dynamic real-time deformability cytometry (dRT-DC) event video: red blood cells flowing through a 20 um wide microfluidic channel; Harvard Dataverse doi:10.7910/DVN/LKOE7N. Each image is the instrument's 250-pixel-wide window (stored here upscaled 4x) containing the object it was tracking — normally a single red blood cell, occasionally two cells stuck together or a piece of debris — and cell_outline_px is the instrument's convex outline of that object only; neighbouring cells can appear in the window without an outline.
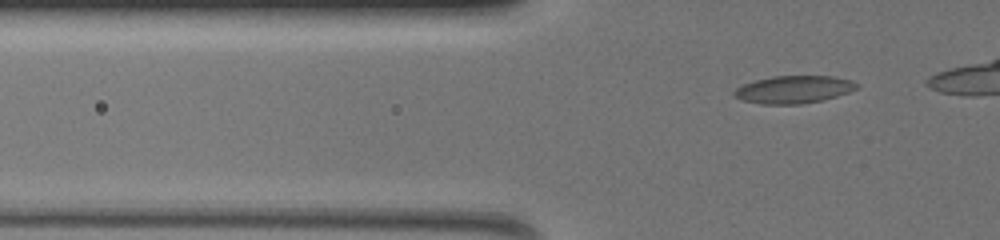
{"species": "common noctule bat (a hibernating species)", "species_latin": "Nyctalus noctula", "temperature_condition": "warm", "stored_images_in_passage": 38, "camera_frame_rate_fps": 3000, "um_per_image_px": 0.085, "animal": {"sex": "female", "body_mass_g": 19.5, "forearm_length_mm": 54.1}, "frame": {"image": 1, "passage_image": 2, "time_ms": 0.333, "image_size_px": [1000, 240], "cell_outline_px": [[860, 84], [856, 88], [848, 92], [836, 96], [820, 100], [800, 104], [760, 104], [744, 100], [736, 96], [732, 92], [736, 88], [744, 84], [756, 80], [772, 76], [832, 76], [852, 80]], "centroid_in_image_um": [67.47, 7.6], "position_along_channel_um": 58.3, "area_um2": 19.48}}
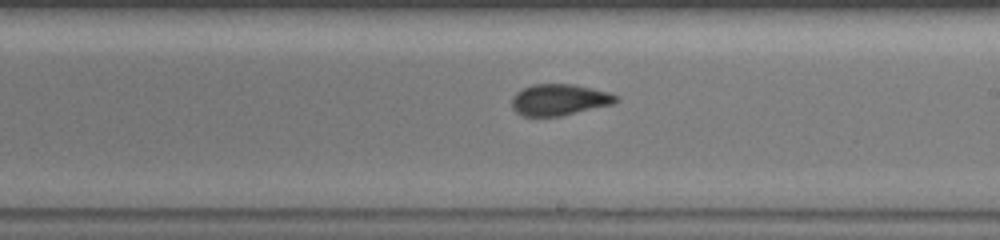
{"frame": {"image": 2, "passage_image": 21, "time_ms": 6.667, "image_size_px": [1000, 240], "cell_outline_px": [[620, 100], [612, 104], [560, 116], [524, 116], [516, 112], [512, 108], [512, 96], [516, 92], [532, 84], [572, 84], [592, 88], [608, 92], [620, 96]], "centroid_in_image_um": [47.54, 8.47], "position_along_channel_um": 241.5, "area_um2": 19.02}}
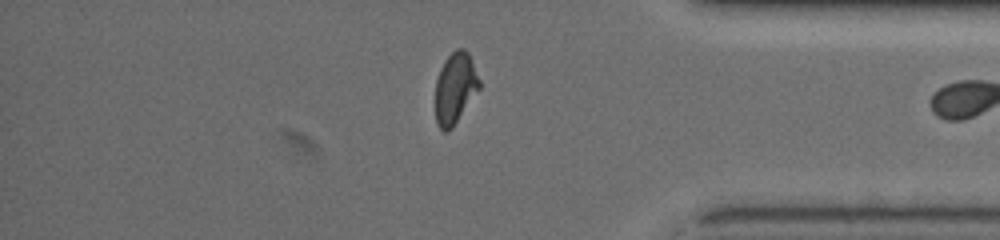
{"frame": {"image": 3, "passage_image": 37, "time_ms": 12.0, "image_size_px": [1000, 240], "cell_outline_px": [[480, 88], [452, 128], [448, 132], [444, 132], [436, 124], [436, 80], [440, 68], [444, 60], [456, 48], [464, 48], [468, 52], [472, 60], [480, 80]], "centroid_in_image_um": [38.69, 7.48], "position_along_channel_um": 396.5, "area_um2": 18.26}}